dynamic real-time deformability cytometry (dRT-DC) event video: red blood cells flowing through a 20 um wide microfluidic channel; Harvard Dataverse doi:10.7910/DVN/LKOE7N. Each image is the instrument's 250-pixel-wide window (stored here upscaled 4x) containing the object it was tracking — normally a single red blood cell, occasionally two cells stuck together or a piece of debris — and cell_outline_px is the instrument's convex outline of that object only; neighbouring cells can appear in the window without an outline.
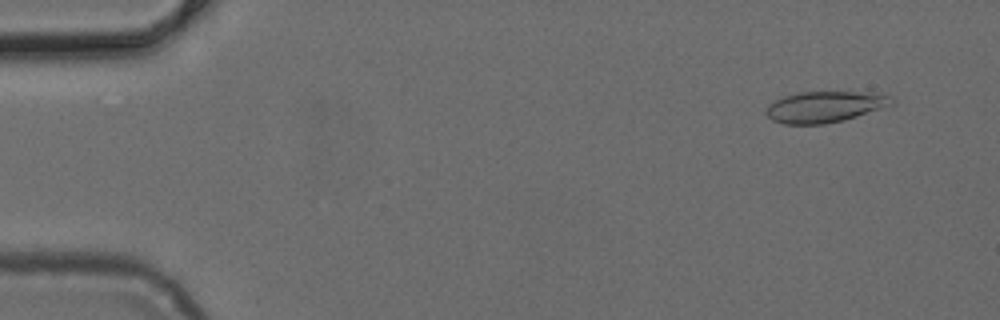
{"species": "common noctule bat (a hibernating species)", "species_latin": "Nyctalus noctula", "temperature_condition": "cold", "stored_images_in_passage": 49, "camera_frame_rate_fps": 3000, "um_per_image_px": 0.085, "animal": {"sex": "female", "body_mass_g": 24.6, "forearm_length_mm": 56.2}, "frame": {"image": 1, "passage_image": 4, "time_ms": 1.0, "image_size_px": [1000, 320], "cell_outline_px": [[896, 100], [892, 104], [844, 120], [824, 124], [784, 124], [772, 120], [764, 112], [768, 104], [784, 96], [800, 92], [872, 92], [892, 96]], "centroid_in_image_um": [70.09, 9.07], "position_along_channel_um": 14.9, "area_um2": 22.72}}
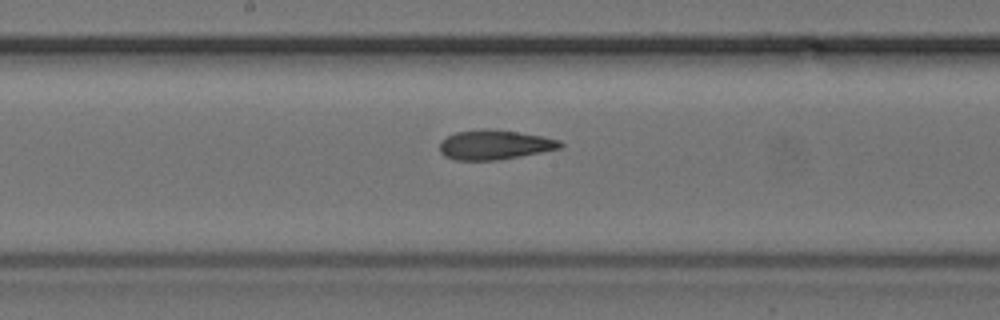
{"frame": {"image": 2, "passage_image": 26, "time_ms": 8.333, "image_size_px": [1000, 320], "cell_outline_px": [[564, 144], [560, 148], [520, 156], [496, 160], [456, 160], [444, 156], [440, 152], [440, 140], [456, 132], [484, 128], [492, 128], [540, 136], [560, 140]], "centroid_in_image_um": [42.0, 12.3], "position_along_channel_um": 206.2, "area_um2": 20.69}}
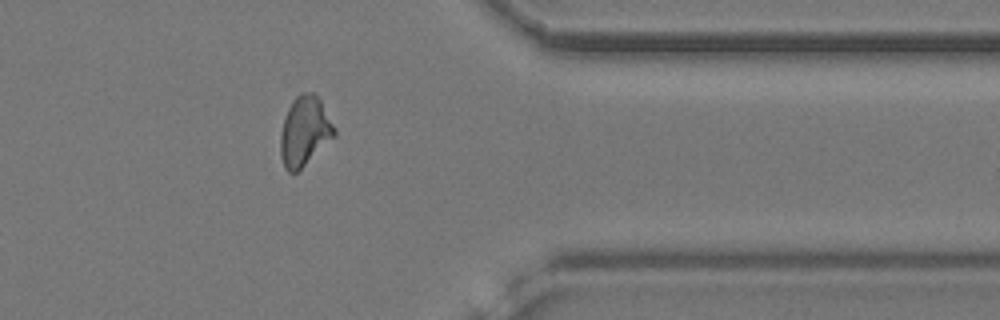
{"frame": {"image": 3, "passage_image": 40, "time_ms": 13.0, "image_size_px": [1000, 320], "cell_outline_px": [[336, 136], [296, 172], [288, 172], [284, 168], [280, 156], [280, 136], [284, 120], [288, 108], [296, 96], [300, 92], [312, 92], [320, 100], [336, 128]], "centroid_in_image_um": [25.89, 11.16], "position_along_channel_um": 385.5, "area_um2": 21.73}}